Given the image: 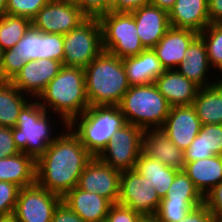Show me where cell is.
Here are the masks:
<instances>
[{"mask_svg": "<svg viewBox=\"0 0 222 222\" xmlns=\"http://www.w3.org/2000/svg\"><path fill=\"white\" fill-rule=\"evenodd\" d=\"M19 152L14 144L12 128L0 126V159L14 156Z\"/></svg>", "mask_w": 222, "mask_h": 222, "instance_id": "obj_40", "label": "cell"}, {"mask_svg": "<svg viewBox=\"0 0 222 222\" xmlns=\"http://www.w3.org/2000/svg\"><path fill=\"white\" fill-rule=\"evenodd\" d=\"M183 171L205 196L222 181V156L213 155L209 158L185 162Z\"/></svg>", "mask_w": 222, "mask_h": 222, "instance_id": "obj_24", "label": "cell"}, {"mask_svg": "<svg viewBox=\"0 0 222 222\" xmlns=\"http://www.w3.org/2000/svg\"><path fill=\"white\" fill-rule=\"evenodd\" d=\"M63 65L85 69L102 51V28L98 18H87L63 35Z\"/></svg>", "mask_w": 222, "mask_h": 222, "instance_id": "obj_8", "label": "cell"}, {"mask_svg": "<svg viewBox=\"0 0 222 222\" xmlns=\"http://www.w3.org/2000/svg\"><path fill=\"white\" fill-rule=\"evenodd\" d=\"M168 15L171 27L189 29L198 34L211 23L208 0H176Z\"/></svg>", "mask_w": 222, "mask_h": 222, "instance_id": "obj_20", "label": "cell"}, {"mask_svg": "<svg viewBox=\"0 0 222 222\" xmlns=\"http://www.w3.org/2000/svg\"><path fill=\"white\" fill-rule=\"evenodd\" d=\"M221 79V80H220ZM217 83L199 88L193 101L197 117L202 125L222 124V78Z\"/></svg>", "mask_w": 222, "mask_h": 222, "instance_id": "obj_26", "label": "cell"}, {"mask_svg": "<svg viewBox=\"0 0 222 222\" xmlns=\"http://www.w3.org/2000/svg\"><path fill=\"white\" fill-rule=\"evenodd\" d=\"M199 34L189 29L171 27L153 48L156 56L165 70H176L184 60L190 43Z\"/></svg>", "mask_w": 222, "mask_h": 222, "instance_id": "obj_17", "label": "cell"}, {"mask_svg": "<svg viewBox=\"0 0 222 222\" xmlns=\"http://www.w3.org/2000/svg\"><path fill=\"white\" fill-rule=\"evenodd\" d=\"M37 100L47 112L54 110L52 113L58 114L66 129L65 127L90 107L84 69L63 65Z\"/></svg>", "mask_w": 222, "mask_h": 222, "instance_id": "obj_2", "label": "cell"}, {"mask_svg": "<svg viewBox=\"0 0 222 222\" xmlns=\"http://www.w3.org/2000/svg\"><path fill=\"white\" fill-rule=\"evenodd\" d=\"M199 36L205 43L211 67L220 70L222 74V26L219 23H210Z\"/></svg>", "mask_w": 222, "mask_h": 222, "instance_id": "obj_31", "label": "cell"}, {"mask_svg": "<svg viewBox=\"0 0 222 222\" xmlns=\"http://www.w3.org/2000/svg\"><path fill=\"white\" fill-rule=\"evenodd\" d=\"M208 15L211 23L222 21V0H208Z\"/></svg>", "mask_w": 222, "mask_h": 222, "instance_id": "obj_46", "label": "cell"}, {"mask_svg": "<svg viewBox=\"0 0 222 222\" xmlns=\"http://www.w3.org/2000/svg\"><path fill=\"white\" fill-rule=\"evenodd\" d=\"M120 175L121 171L93 157L79 177L77 187L87 192L97 193L112 204H116L120 196Z\"/></svg>", "mask_w": 222, "mask_h": 222, "instance_id": "obj_13", "label": "cell"}, {"mask_svg": "<svg viewBox=\"0 0 222 222\" xmlns=\"http://www.w3.org/2000/svg\"><path fill=\"white\" fill-rule=\"evenodd\" d=\"M144 130L124 124L97 156L106 165L119 171L133 170L143 148Z\"/></svg>", "mask_w": 222, "mask_h": 222, "instance_id": "obj_9", "label": "cell"}, {"mask_svg": "<svg viewBox=\"0 0 222 222\" xmlns=\"http://www.w3.org/2000/svg\"><path fill=\"white\" fill-rule=\"evenodd\" d=\"M213 222H222V214H213Z\"/></svg>", "mask_w": 222, "mask_h": 222, "instance_id": "obj_53", "label": "cell"}, {"mask_svg": "<svg viewBox=\"0 0 222 222\" xmlns=\"http://www.w3.org/2000/svg\"><path fill=\"white\" fill-rule=\"evenodd\" d=\"M7 0H0V18L6 14Z\"/></svg>", "mask_w": 222, "mask_h": 222, "instance_id": "obj_52", "label": "cell"}, {"mask_svg": "<svg viewBox=\"0 0 222 222\" xmlns=\"http://www.w3.org/2000/svg\"><path fill=\"white\" fill-rule=\"evenodd\" d=\"M65 131L36 160V184L61 197L78 185L79 177L94 157L69 126Z\"/></svg>", "mask_w": 222, "mask_h": 222, "instance_id": "obj_1", "label": "cell"}, {"mask_svg": "<svg viewBox=\"0 0 222 222\" xmlns=\"http://www.w3.org/2000/svg\"><path fill=\"white\" fill-rule=\"evenodd\" d=\"M124 124L126 121L119 107L105 105L90 106L68 126L85 148L97 157Z\"/></svg>", "mask_w": 222, "mask_h": 222, "instance_id": "obj_5", "label": "cell"}, {"mask_svg": "<svg viewBox=\"0 0 222 222\" xmlns=\"http://www.w3.org/2000/svg\"><path fill=\"white\" fill-rule=\"evenodd\" d=\"M90 106H118L130 88L123 61L103 50L84 69Z\"/></svg>", "mask_w": 222, "mask_h": 222, "instance_id": "obj_3", "label": "cell"}, {"mask_svg": "<svg viewBox=\"0 0 222 222\" xmlns=\"http://www.w3.org/2000/svg\"><path fill=\"white\" fill-rule=\"evenodd\" d=\"M63 45L62 34L40 32V59H52L63 64Z\"/></svg>", "mask_w": 222, "mask_h": 222, "instance_id": "obj_34", "label": "cell"}, {"mask_svg": "<svg viewBox=\"0 0 222 222\" xmlns=\"http://www.w3.org/2000/svg\"><path fill=\"white\" fill-rule=\"evenodd\" d=\"M135 19L137 35L145 49H153L171 28L166 10L148 4L131 12Z\"/></svg>", "mask_w": 222, "mask_h": 222, "instance_id": "obj_16", "label": "cell"}, {"mask_svg": "<svg viewBox=\"0 0 222 222\" xmlns=\"http://www.w3.org/2000/svg\"><path fill=\"white\" fill-rule=\"evenodd\" d=\"M62 62L52 59H38L25 62L24 67L10 81L23 94L37 99L47 84L59 73Z\"/></svg>", "mask_w": 222, "mask_h": 222, "instance_id": "obj_14", "label": "cell"}, {"mask_svg": "<svg viewBox=\"0 0 222 222\" xmlns=\"http://www.w3.org/2000/svg\"><path fill=\"white\" fill-rule=\"evenodd\" d=\"M204 203L212 214H222V181L204 196Z\"/></svg>", "mask_w": 222, "mask_h": 222, "instance_id": "obj_43", "label": "cell"}, {"mask_svg": "<svg viewBox=\"0 0 222 222\" xmlns=\"http://www.w3.org/2000/svg\"><path fill=\"white\" fill-rule=\"evenodd\" d=\"M184 155L185 162L205 159L204 132L202 130H200L190 146L184 151Z\"/></svg>", "mask_w": 222, "mask_h": 222, "instance_id": "obj_41", "label": "cell"}, {"mask_svg": "<svg viewBox=\"0 0 222 222\" xmlns=\"http://www.w3.org/2000/svg\"><path fill=\"white\" fill-rule=\"evenodd\" d=\"M130 86L154 83L165 71L153 49L122 59Z\"/></svg>", "mask_w": 222, "mask_h": 222, "instance_id": "obj_23", "label": "cell"}, {"mask_svg": "<svg viewBox=\"0 0 222 222\" xmlns=\"http://www.w3.org/2000/svg\"><path fill=\"white\" fill-rule=\"evenodd\" d=\"M201 130L204 132L205 158L222 156V124L202 125Z\"/></svg>", "mask_w": 222, "mask_h": 222, "instance_id": "obj_36", "label": "cell"}, {"mask_svg": "<svg viewBox=\"0 0 222 222\" xmlns=\"http://www.w3.org/2000/svg\"><path fill=\"white\" fill-rule=\"evenodd\" d=\"M203 203L204 200H161L155 216L161 222H179L192 208Z\"/></svg>", "mask_w": 222, "mask_h": 222, "instance_id": "obj_30", "label": "cell"}, {"mask_svg": "<svg viewBox=\"0 0 222 222\" xmlns=\"http://www.w3.org/2000/svg\"><path fill=\"white\" fill-rule=\"evenodd\" d=\"M66 1L67 3L74 4V5H79L82 0H63Z\"/></svg>", "mask_w": 222, "mask_h": 222, "instance_id": "obj_54", "label": "cell"}, {"mask_svg": "<svg viewBox=\"0 0 222 222\" xmlns=\"http://www.w3.org/2000/svg\"><path fill=\"white\" fill-rule=\"evenodd\" d=\"M0 181L25 188L36 184V160L23 153L0 159Z\"/></svg>", "mask_w": 222, "mask_h": 222, "instance_id": "obj_25", "label": "cell"}, {"mask_svg": "<svg viewBox=\"0 0 222 222\" xmlns=\"http://www.w3.org/2000/svg\"><path fill=\"white\" fill-rule=\"evenodd\" d=\"M24 94L9 81H0V126L15 127L22 108L29 102Z\"/></svg>", "mask_w": 222, "mask_h": 222, "instance_id": "obj_28", "label": "cell"}, {"mask_svg": "<svg viewBox=\"0 0 222 222\" xmlns=\"http://www.w3.org/2000/svg\"><path fill=\"white\" fill-rule=\"evenodd\" d=\"M51 222H84L80 216L72 211L62 200L55 208Z\"/></svg>", "mask_w": 222, "mask_h": 222, "instance_id": "obj_44", "label": "cell"}, {"mask_svg": "<svg viewBox=\"0 0 222 222\" xmlns=\"http://www.w3.org/2000/svg\"><path fill=\"white\" fill-rule=\"evenodd\" d=\"M102 28V48L121 59L140 54L145 50L137 35L131 12L110 11L99 18Z\"/></svg>", "mask_w": 222, "mask_h": 222, "instance_id": "obj_7", "label": "cell"}, {"mask_svg": "<svg viewBox=\"0 0 222 222\" xmlns=\"http://www.w3.org/2000/svg\"><path fill=\"white\" fill-rule=\"evenodd\" d=\"M24 58L17 55L11 48L3 51L2 64L0 67V81H11L15 75L24 67Z\"/></svg>", "mask_w": 222, "mask_h": 222, "instance_id": "obj_37", "label": "cell"}, {"mask_svg": "<svg viewBox=\"0 0 222 222\" xmlns=\"http://www.w3.org/2000/svg\"><path fill=\"white\" fill-rule=\"evenodd\" d=\"M134 170L148 179L151 187H154L160 198H163L168 193L175 175L179 172L175 168L160 163L143 151L138 157Z\"/></svg>", "mask_w": 222, "mask_h": 222, "instance_id": "obj_27", "label": "cell"}, {"mask_svg": "<svg viewBox=\"0 0 222 222\" xmlns=\"http://www.w3.org/2000/svg\"><path fill=\"white\" fill-rule=\"evenodd\" d=\"M160 201L161 198L147 178L134 169L121 171L118 204L147 216L155 215Z\"/></svg>", "mask_w": 222, "mask_h": 222, "instance_id": "obj_10", "label": "cell"}, {"mask_svg": "<svg viewBox=\"0 0 222 222\" xmlns=\"http://www.w3.org/2000/svg\"><path fill=\"white\" fill-rule=\"evenodd\" d=\"M118 107L126 123L144 131L161 129L171 109L154 83L130 86Z\"/></svg>", "mask_w": 222, "mask_h": 222, "instance_id": "obj_4", "label": "cell"}, {"mask_svg": "<svg viewBox=\"0 0 222 222\" xmlns=\"http://www.w3.org/2000/svg\"><path fill=\"white\" fill-rule=\"evenodd\" d=\"M2 58H3V50L0 46V67H1V64H2Z\"/></svg>", "mask_w": 222, "mask_h": 222, "instance_id": "obj_55", "label": "cell"}, {"mask_svg": "<svg viewBox=\"0 0 222 222\" xmlns=\"http://www.w3.org/2000/svg\"><path fill=\"white\" fill-rule=\"evenodd\" d=\"M32 26L25 17L5 14L0 18V46L3 51L11 49L21 40Z\"/></svg>", "mask_w": 222, "mask_h": 222, "instance_id": "obj_29", "label": "cell"}, {"mask_svg": "<svg viewBox=\"0 0 222 222\" xmlns=\"http://www.w3.org/2000/svg\"><path fill=\"white\" fill-rule=\"evenodd\" d=\"M87 17L78 5L63 0H50L32 19V27L44 33L62 34L70 32Z\"/></svg>", "mask_w": 222, "mask_h": 222, "instance_id": "obj_12", "label": "cell"}, {"mask_svg": "<svg viewBox=\"0 0 222 222\" xmlns=\"http://www.w3.org/2000/svg\"><path fill=\"white\" fill-rule=\"evenodd\" d=\"M201 126L192 105L174 106L161 129L179 149L185 151L199 134Z\"/></svg>", "mask_w": 222, "mask_h": 222, "instance_id": "obj_15", "label": "cell"}, {"mask_svg": "<svg viewBox=\"0 0 222 222\" xmlns=\"http://www.w3.org/2000/svg\"><path fill=\"white\" fill-rule=\"evenodd\" d=\"M161 200H204V196L182 170L175 175L168 193Z\"/></svg>", "mask_w": 222, "mask_h": 222, "instance_id": "obj_32", "label": "cell"}, {"mask_svg": "<svg viewBox=\"0 0 222 222\" xmlns=\"http://www.w3.org/2000/svg\"><path fill=\"white\" fill-rule=\"evenodd\" d=\"M62 201L84 222H104L112 205L105 197L84 191L77 186L68 191Z\"/></svg>", "mask_w": 222, "mask_h": 222, "instance_id": "obj_18", "label": "cell"}, {"mask_svg": "<svg viewBox=\"0 0 222 222\" xmlns=\"http://www.w3.org/2000/svg\"><path fill=\"white\" fill-rule=\"evenodd\" d=\"M0 222H19L17 217L12 213L8 215H1Z\"/></svg>", "mask_w": 222, "mask_h": 222, "instance_id": "obj_50", "label": "cell"}, {"mask_svg": "<svg viewBox=\"0 0 222 222\" xmlns=\"http://www.w3.org/2000/svg\"><path fill=\"white\" fill-rule=\"evenodd\" d=\"M143 215L133 209L120 205L112 204L106 216V222H139Z\"/></svg>", "mask_w": 222, "mask_h": 222, "instance_id": "obj_39", "label": "cell"}, {"mask_svg": "<svg viewBox=\"0 0 222 222\" xmlns=\"http://www.w3.org/2000/svg\"><path fill=\"white\" fill-rule=\"evenodd\" d=\"M139 222H161L155 215L143 216Z\"/></svg>", "mask_w": 222, "mask_h": 222, "instance_id": "obj_51", "label": "cell"}, {"mask_svg": "<svg viewBox=\"0 0 222 222\" xmlns=\"http://www.w3.org/2000/svg\"><path fill=\"white\" fill-rule=\"evenodd\" d=\"M142 151L168 167L179 171L184 169V150L179 149L162 129L144 131Z\"/></svg>", "mask_w": 222, "mask_h": 222, "instance_id": "obj_19", "label": "cell"}, {"mask_svg": "<svg viewBox=\"0 0 222 222\" xmlns=\"http://www.w3.org/2000/svg\"><path fill=\"white\" fill-rule=\"evenodd\" d=\"M13 49L26 62L40 59V31L31 26Z\"/></svg>", "mask_w": 222, "mask_h": 222, "instance_id": "obj_33", "label": "cell"}, {"mask_svg": "<svg viewBox=\"0 0 222 222\" xmlns=\"http://www.w3.org/2000/svg\"><path fill=\"white\" fill-rule=\"evenodd\" d=\"M110 11L120 12V0H106V14Z\"/></svg>", "mask_w": 222, "mask_h": 222, "instance_id": "obj_49", "label": "cell"}, {"mask_svg": "<svg viewBox=\"0 0 222 222\" xmlns=\"http://www.w3.org/2000/svg\"><path fill=\"white\" fill-rule=\"evenodd\" d=\"M150 4V0H120V12H132Z\"/></svg>", "mask_w": 222, "mask_h": 222, "instance_id": "obj_47", "label": "cell"}, {"mask_svg": "<svg viewBox=\"0 0 222 222\" xmlns=\"http://www.w3.org/2000/svg\"><path fill=\"white\" fill-rule=\"evenodd\" d=\"M184 60L178 65L177 71L193 81L200 88L211 86L218 81L208 79L209 63L207 50L204 41L198 35L188 46L184 53ZM213 81V82H212Z\"/></svg>", "mask_w": 222, "mask_h": 222, "instance_id": "obj_22", "label": "cell"}, {"mask_svg": "<svg viewBox=\"0 0 222 222\" xmlns=\"http://www.w3.org/2000/svg\"><path fill=\"white\" fill-rule=\"evenodd\" d=\"M50 0H7L6 14L25 17L32 21Z\"/></svg>", "mask_w": 222, "mask_h": 222, "instance_id": "obj_35", "label": "cell"}, {"mask_svg": "<svg viewBox=\"0 0 222 222\" xmlns=\"http://www.w3.org/2000/svg\"><path fill=\"white\" fill-rule=\"evenodd\" d=\"M87 18H100L106 14V0H82L78 5Z\"/></svg>", "mask_w": 222, "mask_h": 222, "instance_id": "obj_42", "label": "cell"}, {"mask_svg": "<svg viewBox=\"0 0 222 222\" xmlns=\"http://www.w3.org/2000/svg\"><path fill=\"white\" fill-rule=\"evenodd\" d=\"M61 200L60 195L37 184L20 188L13 214L19 222H51Z\"/></svg>", "mask_w": 222, "mask_h": 222, "instance_id": "obj_11", "label": "cell"}, {"mask_svg": "<svg viewBox=\"0 0 222 222\" xmlns=\"http://www.w3.org/2000/svg\"><path fill=\"white\" fill-rule=\"evenodd\" d=\"M176 0H150V4L169 12Z\"/></svg>", "mask_w": 222, "mask_h": 222, "instance_id": "obj_48", "label": "cell"}, {"mask_svg": "<svg viewBox=\"0 0 222 222\" xmlns=\"http://www.w3.org/2000/svg\"><path fill=\"white\" fill-rule=\"evenodd\" d=\"M29 101L20 111L16 126L12 128L15 146L35 160L41 157L48 146L56 140L52 129L50 112H47L37 101Z\"/></svg>", "mask_w": 222, "mask_h": 222, "instance_id": "obj_6", "label": "cell"}, {"mask_svg": "<svg viewBox=\"0 0 222 222\" xmlns=\"http://www.w3.org/2000/svg\"><path fill=\"white\" fill-rule=\"evenodd\" d=\"M19 190L20 187L14 183L0 181V216L14 212Z\"/></svg>", "mask_w": 222, "mask_h": 222, "instance_id": "obj_38", "label": "cell"}, {"mask_svg": "<svg viewBox=\"0 0 222 222\" xmlns=\"http://www.w3.org/2000/svg\"><path fill=\"white\" fill-rule=\"evenodd\" d=\"M154 84L171 107L192 105L200 88L177 70H165Z\"/></svg>", "mask_w": 222, "mask_h": 222, "instance_id": "obj_21", "label": "cell"}, {"mask_svg": "<svg viewBox=\"0 0 222 222\" xmlns=\"http://www.w3.org/2000/svg\"><path fill=\"white\" fill-rule=\"evenodd\" d=\"M179 222H213V214L205 203L192 208Z\"/></svg>", "mask_w": 222, "mask_h": 222, "instance_id": "obj_45", "label": "cell"}]
</instances>
